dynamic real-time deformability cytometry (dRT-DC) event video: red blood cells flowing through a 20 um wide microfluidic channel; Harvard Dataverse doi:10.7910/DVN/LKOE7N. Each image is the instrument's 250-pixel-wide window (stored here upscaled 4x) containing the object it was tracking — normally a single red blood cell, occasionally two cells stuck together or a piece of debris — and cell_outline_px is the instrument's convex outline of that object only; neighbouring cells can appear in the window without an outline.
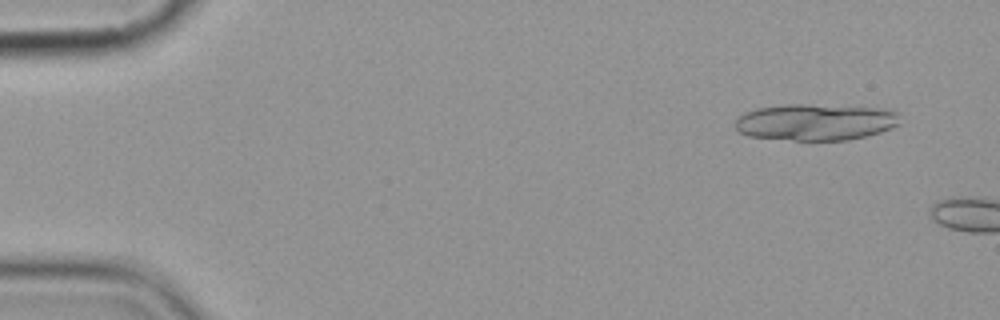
{"species": "common noctule bat (a hibernating species)", "species_latin": "Nyctalus noctula", "temperature_condition": "cold", "stored_images_in_passage": 2, "camera_frame_rate_fps": 3000, "um_per_image_px": 0.085, "animal": {"sex": "female", "body_mass_g": 19.9}, "frame": {"image": 1, "passage_image": 1, "time_ms": 0.0, "image_size_px": [1000, 320], "cell_outline_px": [[900, 124], [892, 128], [880, 132], [848, 140], [792, 140], [748, 136], [740, 132], [736, 128], [736, 120], [740, 116], [756, 108], [784, 104], [804, 104], [872, 108], [896, 112]], "centroid_in_image_um": [69.29, 10.39], "position_along_channel_um": 15.7, "area_um2": 34.62}}